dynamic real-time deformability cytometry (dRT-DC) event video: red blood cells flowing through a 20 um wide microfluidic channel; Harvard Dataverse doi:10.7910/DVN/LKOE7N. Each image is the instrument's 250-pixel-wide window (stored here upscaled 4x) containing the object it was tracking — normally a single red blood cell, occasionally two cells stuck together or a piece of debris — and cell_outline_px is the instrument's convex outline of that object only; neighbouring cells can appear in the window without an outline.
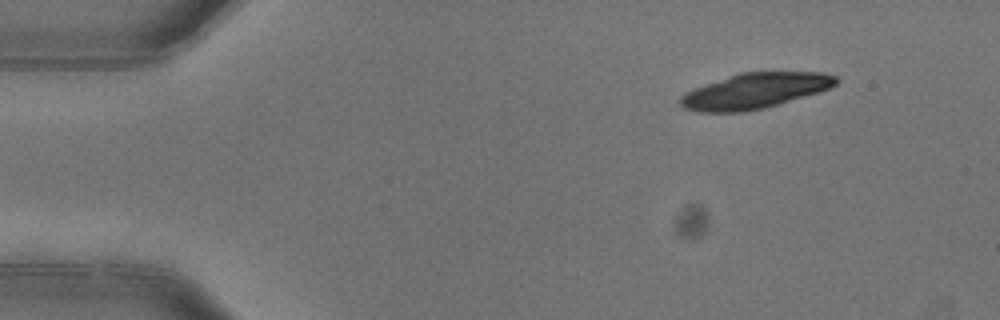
{"species": "common noctule bat (a hibernating species)", "species_latin": "Nyctalus noctula", "temperature_condition": "warm", "stored_images_in_passage": 4, "camera_frame_rate_fps": 3000, "um_per_image_px": 0.085, "animal": {"sex": "female"}, "frame": {"image": 1, "passage_image": 1, "time_ms": 0.0, "image_size_px": [1000, 320], "cell_outline_px": [[840, 80], [836, 84], [820, 92], [780, 104], [764, 108], [744, 112], [696, 112], [684, 108], [680, 104], [680, 96], [684, 92], [740, 72], [824, 72], [836, 76]], "centroid_in_image_um": [64.18, 7.73], "position_along_channel_um": 20.8, "area_um2": 32.19}}
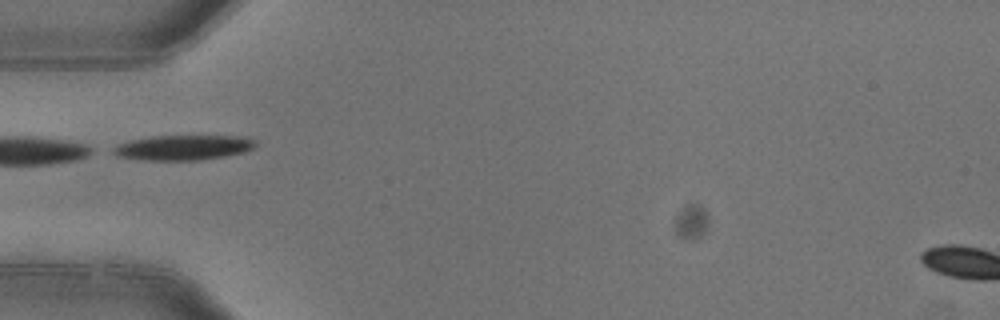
{"frame": {"image": 2, "passage_image": 4, "time_ms": 1.0, "image_size_px": [1000, 320], "cell_outline_px": [[256, 144], [252, 148], [244, 152], [224, 156], [200, 160], [144, 160], [116, 156], [108, 152], [108, 148], [116, 144], [128, 140], [152, 136], [240, 136], [256, 140]], "centroid_in_image_um": [15.45, 12.54], "position_along_channel_um": 69.6, "area_um2": 21.04}}